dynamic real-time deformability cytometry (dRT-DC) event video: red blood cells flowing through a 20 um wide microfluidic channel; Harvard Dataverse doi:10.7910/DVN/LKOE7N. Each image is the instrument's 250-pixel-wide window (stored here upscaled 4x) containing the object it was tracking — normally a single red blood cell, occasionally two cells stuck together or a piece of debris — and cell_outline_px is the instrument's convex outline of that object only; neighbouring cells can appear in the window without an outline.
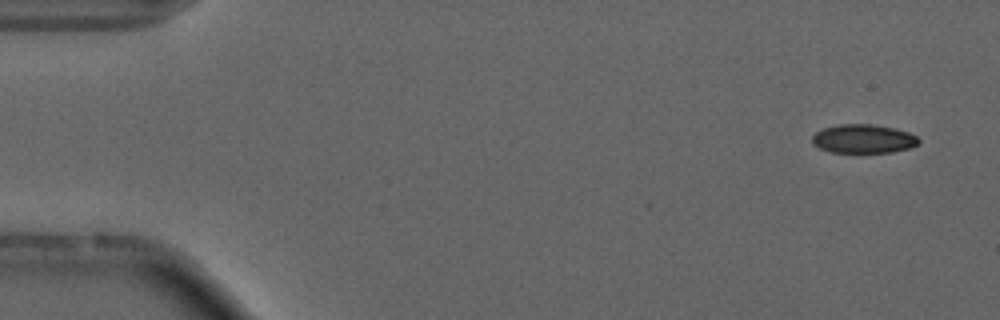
{"species": "common noctule bat (a hibernating species)", "species_latin": "Nyctalus noctula", "temperature_condition": "cold", "stored_images_in_passage": 2, "camera_frame_rate_fps": 3000, "um_per_image_px": 0.085, "animal": {"sex": "male", "forearm_length_mm": 52.5}, "frame": {"image": 1, "passage_image": 2, "time_ms": 1.333, "image_size_px": [1000, 320], "cell_outline_px": [[920, 140], [912, 148], [892, 152], [832, 152], [820, 148], [812, 144], [812, 136], [816, 132], [824, 128], [840, 124], [872, 124], [896, 128], [908, 132], [916, 136]], "centroid_in_image_um": [73.4, 11.79], "position_along_channel_um": 11.6, "area_um2": 17.86}}